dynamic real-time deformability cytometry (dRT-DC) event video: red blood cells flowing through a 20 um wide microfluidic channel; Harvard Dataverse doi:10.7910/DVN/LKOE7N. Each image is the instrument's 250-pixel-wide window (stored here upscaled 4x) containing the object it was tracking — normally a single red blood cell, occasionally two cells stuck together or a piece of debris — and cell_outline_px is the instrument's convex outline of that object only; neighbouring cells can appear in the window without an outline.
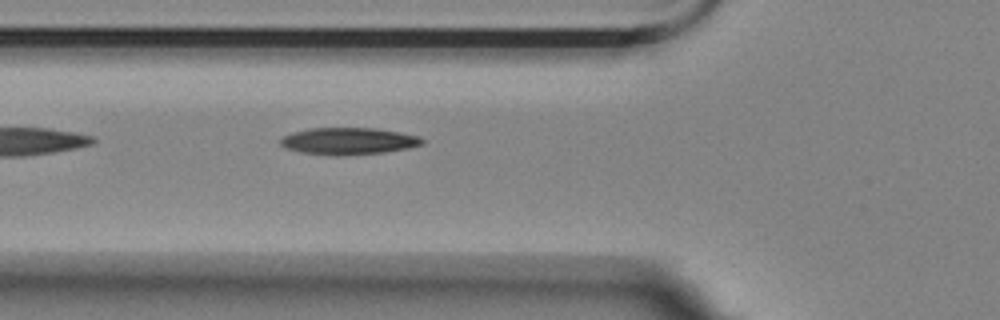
{"species": "Egyptian fruit bat (a non-hibernating species)", "species_latin": "Rousettus aegyptiacus", "temperature_condition": "room temperature", "stored_images_in_passage": 6, "camera_frame_rate_fps": 3000, "um_per_image_px": 0.085, "animal": {"sex": "female"}, "frame": {"image": 1, "passage_image": 6, "time_ms": 1.667, "image_size_px": [1000, 320], "cell_outline_px": [[424, 144], [408, 148], [384, 152], [336, 156], [300, 152], [288, 148], [280, 144], [280, 140], [284, 136], [292, 132], [312, 128], [376, 128], [400, 132], [420, 136], [424, 140]], "centroid_in_image_um": [29.65, 11.99], "position_along_channel_um": 96.1, "area_um2": 22.2}}